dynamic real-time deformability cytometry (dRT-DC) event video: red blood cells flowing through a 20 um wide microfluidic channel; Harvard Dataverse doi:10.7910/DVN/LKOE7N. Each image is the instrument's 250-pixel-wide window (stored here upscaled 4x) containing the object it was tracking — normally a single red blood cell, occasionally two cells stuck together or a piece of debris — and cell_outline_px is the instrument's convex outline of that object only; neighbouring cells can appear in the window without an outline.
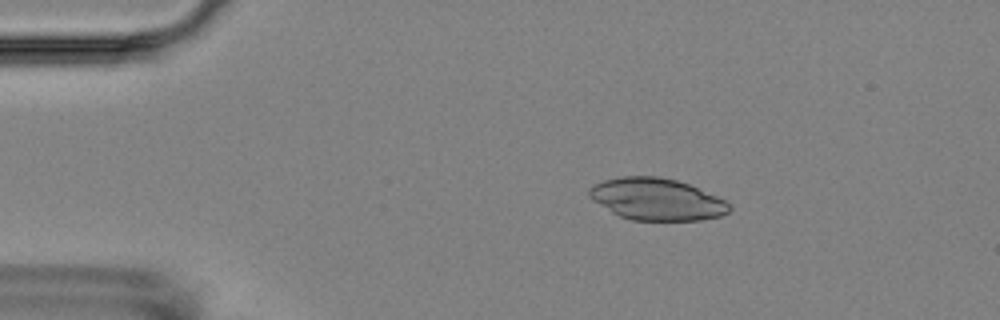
{"species": "Egyptian fruit bat (a non-hibernating species)", "species_latin": "Rousettus aegyptiacus", "temperature_condition": "room temperature", "stored_images_in_passage": 5, "camera_frame_rate_fps": 3000, "um_per_image_px": 0.085, "animal": {"sex": "female"}, "frame": {"image": 1, "passage_image": 2, "time_ms": 1.333, "image_size_px": [1000, 320], "cell_outline_px": [[732, 208], [728, 212], [720, 216], [700, 220], [632, 220], [620, 216], [612, 212], [592, 200], [588, 196], [588, 188], [592, 184], [604, 180], [620, 176], [656, 176], [676, 180], [688, 184], [716, 196], [724, 200]], "centroid_in_image_um": [55.77, 16.93], "position_along_channel_um": 29.2, "area_um2": 34.1}}